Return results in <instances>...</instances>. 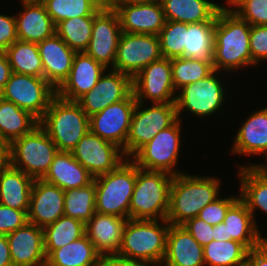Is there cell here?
<instances>
[{"label":"cell","mask_w":267,"mask_h":266,"mask_svg":"<svg viewBox=\"0 0 267 266\" xmlns=\"http://www.w3.org/2000/svg\"><path fill=\"white\" fill-rule=\"evenodd\" d=\"M213 240L215 241H226L225 223H219L213 226Z\"/></svg>","instance_id":"cell-55"},{"label":"cell","mask_w":267,"mask_h":266,"mask_svg":"<svg viewBox=\"0 0 267 266\" xmlns=\"http://www.w3.org/2000/svg\"><path fill=\"white\" fill-rule=\"evenodd\" d=\"M133 92L124 100L107 106L89 117L90 131L122 149L126 157V140L136 106Z\"/></svg>","instance_id":"cell-14"},{"label":"cell","mask_w":267,"mask_h":266,"mask_svg":"<svg viewBox=\"0 0 267 266\" xmlns=\"http://www.w3.org/2000/svg\"><path fill=\"white\" fill-rule=\"evenodd\" d=\"M122 34L116 11H100L92 25V35L86 54L107 69H113L116 51Z\"/></svg>","instance_id":"cell-17"},{"label":"cell","mask_w":267,"mask_h":266,"mask_svg":"<svg viewBox=\"0 0 267 266\" xmlns=\"http://www.w3.org/2000/svg\"><path fill=\"white\" fill-rule=\"evenodd\" d=\"M240 199L252 213L255 224V212L260 210L267 215V166H245L238 168Z\"/></svg>","instance_id":"cell-28"},{"label":"cell","mask_w":267,"mask_h":266,"mask_svg":"<svg viewBox=\"0 0 267 266\" xmlns=\"http://www.w3.org/2000/svg\"><path fill=\"white\" fill-rule=\"evenodd\" d=\"M115 11L125 33L158 35L166 22L160 1L119 3Z\"/></svg>","instance_id":"cell-19"},{"label":"cell","mask_w":267,"mask_h":266,"mask_svg":"<svg viewBox=\"0 0 267 266\" xmlns=\"http://www.w3.org/2000/svg\"><path fill=\"white\" fill-rule=\"evenodd\" d=\"M73 157L95 178L115 170L126 160L121 148L90 130L71 151Z\"/></svg>","instance_id":"cell-15"},{"label":"cell","mask_w":267,"mask_h":266,"mask_svg":"<svg viewBox=\"0 0 267 266\" xmlns=\"http://www.w3.org/2000/svg\"><path fill=\"white\" fill-rule=\"evenodd\" d=\"M171 65L176 92L188 84L206 78L214 71L213 62L188 57L172 58Z\"/></svg>","instance_id":"cell-40"},{"label":"cell","mask_w":267,"mask_h":266,"mask_svg":"<svg viewBox=\"0 0 267 266\" xmlns=\"http://www.w3.org/2000/svg\"><path fill=\"white\" fill-rule=\"evenodd\" d=\"M220 177L182 173L174 176L166 220L171 225H182L221 195Z\"/></svg>","instance_id":"cell-2"},{"label":"cell","mask_w":267,"mask_h":266,"mask_svg":"<svg viewBox=\"0 0 267 266\" xmlns=\"http://www.w3.org/2000/svg\"><path fill=\"white\" fill-rule=\"evenodd\" d=\"M128 219L95 212L85 224V234L100 255L117 254L122 245L125 223Z\"/></svg>","instance_id":"cell-25"},{"label":"cell","mask_w":267,"mask_h":266,"mask_svg":"<svg viewBox=\"0 0 267 266\" xmlns=\"http://www.w3.org/2000/svg\"><path fill=\"white\" fill-rule=\"evenodd\" d=\"M215 22L186 23L183 57L213 62Z\"/></svg>","instance_id":"cell-34"},{"label":"cell","mask_w":267,"mask_h":266,"mask_svg":"<svg viewBox=\"0 0 267 266\" xmlns=\"http://www.w3.org/2000/svg\"><path fill=\"white\" fill-rule=\"evenodd\" d=\"M58 151L47 132L37 125L29 134L10 143V165L34 180L43 179Z\"/></svg>","instance_id":"cell-8"},{"label":"cell","mask_w":267,"mask_h":266,"mask_svg":"<svg viewBox=\"0 0 267 266\" xmlns=\"http://www.w3.org/2000/svg\"><path fill=\"white\" fill-rule=\"evenodd\" d=\"M18 40L15 16L0 14V51H6Z\"/></svg>","instance_id":"cell-48"},{"label":"cell","mask_w":267,"mask_h":266,"mask_svg":"<svg viewBox=\"0 0 267 266\" xmlns=\"http://www.w3.org/2000/svg\"><path fill=\"white\" fill-rule=\"evenodd\" d=\"M109 70L107 72L106 69L94 88L76 101L89 117L109 105L126 99L133 92L130 76L113 69Z\"/></svg>","instance_id":"cell-16"},{"label":"cell","mask_w":267,"mask_h":266,"mask_svg":"<svg viewBox=\"0 0 267 266\" xmlns=\"http://www.w3.org/2000/svg\"><path fill=\"white\" fill-rule=\"evenodd\" d=\"M157 36L163 57L168 59L183 57L186 45V23L166 21Z\"/></svg>","instance_id":"cell-42"},{"label":"cell","mask_w":267,"mask_h":266,"mask_svg":"<svg viewBox=\"0 0 267 266\" xmlns=\"http://www.w3.org/2000/svg\"><path fill=\"white\" fill-rule=\"evenodd\" d=\"M96 188L94 181L82 188L64 191V216L77 219L86 224L96 212Z\"/></svg>","instance_id":"cell-38"},{"label":"cell","mask_w":267,"mask_h":266,"mask_svg":"<svg viewBox=\"0 0 267 266\" xmlns=\"http://www.w3.org/2000/svg\"><path fill=\"white\" fill-rule=\"evenodd\" d=\"M0 266H13L6 235H0Z\"/></svg>","instance_id":"cell-52"},{"label":"cell","mask_w":267,"mask_h":266,"mask_svg":"<svg viewBox=\"0 0 267 266\" xmlns=\"http://www.w3.org/2000/svg\"><path fill=\"white\" fill-rule=\"evenodd\" d=\"M182 226L203 247L213 241V226L197 216L188 219Z\"/></svg>","instance_id":"cell-47"},{"label":"cell","mask_w":267,"mask_h":266,"mask_svg":"<svg viewBox=\"0 0 267 266\" xmlns=\"http://www.w3.org/2000/svg\"><path fill=\"white\" fill-rule=\"evenodd\" d=\"M150 104L147 107V103H136L126 140V159H130L159 131L168 128L178 119L175 103Z\"/></svg>","instance_id":"cell-10"},{"label":"cell","mask_w":267,"mask_h":266,"mask_svg":"<svg viewBox=\"0 0 267 266\" xmlns=\"http://www.w3.org/2000/svg\"><path fill=\"white\" fill-rule=\"evenodd\" d=\"M223 222L226 241H237L249 251L260 246L267 239V236L263 237V233L255 224L252 213L240 198L229 208Z\"/></svg>","instance_id":"cell-27"},{"label":"cell","mask_w":267,"mask_h":266,"mask_svg":"<svg viewBox=\"0 0 267 266\" xmlns=\"http://www.w3.org/2000/svg\"><path fill=\"white\" fill-rule=\"evenodd\" d=\"M100 254L85 234L68 245L52 251L45 266H97Z\"/></svg>","instance_id":"cell-32"},{"label":"cell","mask_w":267,"mask_h":266,"mask_svg":"<svg viewBox=\"0 0 267 266\" xmlns=\"http://www.w3.org/2000/svg\"><path fill=\"white\" fill-rule=\"evenodd\" d=\"M99 11H115L120 0H91Z\"/></svg>","instance_id":"cell-54"},{"label":"cell","mask_w":267,"mask_h":266,"mask_svg":"<svg viewBox=\"0 0 267 266\" xmlns=\"http://www.w3.org/2000/svg\"><path fill=\"white\" fill-rule=\"evenodd\" d=\"M13 266H45L44 230L27 222L6 235Z\"/></svg>","instance_id":"cell-21"},{"label":"cell","mask_w":267,"mask_h":266,"mask_svg":"<svg viewBox=\"0 0 267 266\" xmlns=\"http://www.w3.org/2000/svg\"><path fill=\"white\" fill-rule=\"evenodd\" d=\"M59 151L71 152L90 130L89 116L76 101H67L57 95L39 121Z\"/></svg>","instance_id":"cell-5"},{"label":"cell","mask_w":267,"mask_h":266,"mask_svg":"<svg viewBox=\"0 0 267 266\" xmlns=\"http://www.w3.org/2000/svg\"><path fill=\"white\" fill-rule=\"evenodd\" d=\"M28 210H17L0 204V235H7L28 222Z\"/></svg>","instance_id":"cell-46"},{"label":"cell","mask_w":267,"mask_h":266,"mask_svg":"<svg viewBox=\"0 0 267 266\" xmlns=\"http://www.w3.org/2000/svg\"><path fill=\"white\" fill-rule=\"evenodd\" d=\"M249 46L252 66H258L261 61H267V25L251 26Z\"/></svg>","instance_id":"cell-45"},{"label":"cell","mask_w":267,"mask_h":266,"mask_svg":"<svg viewBox=\"0 0 267 266\" xmlns=\"http://www.w3.org/2000/svg\"><path fill=\"white\" fill-rule=\"evenodd\" d=\"M250 114L237 130L234 141L231 142L233 144L230 151L235 156H263L262 158L265 162H260V164L245 163L246 165H239V168L245 166H267V107L260 108Z\"/></svg>","instance_id":"cell-18"},{"label":"cell","mask_w":267,"mask_h":266,"mask_svg":"<svg viewBox=\"0 0 267 266\" xmlns=\"http://www.w3.org/2000/svg\"><path fill=\"white\" fill-rule=\"evenodd\" d=\"M251 25L223 6L215 20L213 68L232 75L252 66L249 46ZM246 67V68H245Z\"/></svg>","instance_id":"cell-1"},{"label":"cell","mask_w":267,"mask_h":266,"mask_svg":"<svg viewBox=\"0 0 267 266\" xmlns=\"http://www.w3.org/2000/svg\"><path fill=\"white\" fill-rule=\"evenodd\" d=\"M97 266H151L147 263L123 258L117 254L100 255Z\"/></svg>","instance_id":"cell-49"},{"label":"cell","mask_w":267,"mask_h":266,"mask_svg":"<svg viewBox=\"0 0 267 266\" xmlns=\"http://www.w3.org/2000/svg\"><path fill=\"white\" fill-rule=\"evenodd\" d=\"M169 226L166 219H128L117 255L151 266H161L166 253Z\"/></svg>","instance_id":"cell-3"},{"label":"cell","mask_w":267,"mask_h":266,"mask_svg":"<svg viewBox=\"0 0 267 266\" xmlns=\"http://www.w3.org/2000/svg\"><path fill=\"white\" fill-rule=\"evenodd\" d=\"M39 121L29 112L22 110L13 102L0 101V138L11 143L29 134Z\"/></svg>","instance_id":"cell-33"},{"label":"cell","mask_w":267,"mask_h":266,"mask_svg":"<svg viewBox=\"0 0 267 266\" xmlns=\"http://www.w3.org/2000/svg\"><path fill=\"white\" fill-rule=\"evenodd\" d=\"M161 266H205L204 250L182 225H171Z\"/></svg>","instance_id":"cell-26"},{"label":"cell","mask_w":267,"mask_h":266,"mask_svg":"<svg viewBox=\"0 0 267 266\" xmlns=\"http://www.w3.org/2000/svg\"><path fill=\"white\" fill-rule=\"evenodd\" d=\"M12 73L7 55L0 51V89L3 90Z\"/></svg>","instance_id":"cell-51"},{"label":"cell","mask_w":267,"mask_h":266,"mask_svg":"<svg viewBox=\"0 0 267 266\" xmlns=\"http://www.w3.org/2000/svg\"><path fill=\"white\" fill-rule=\"evenodd\" d=\"M44 79L57 90L68 78L76 52L56 33L37 43Z\"/></svg>","instance_id":"cell-22"},{"label":"cell","mask_w":267,"mask_h":266,"mask_svg":"<svg viewBox=\"0 0 267 266\" xmlns=\"http://www.w3.org/2000/svg\"><path fill=\"white\" fill-rule=\"evenodd\" d=\"M106 69L85 52H76L69 76L56 90V95L67 101H77L94 88Z\"/></svg>","instance_id":"cell-23"},{"label":"cell","mask_w":267,"mask_h":266,"mask_svg":"<svg viewBox=\"0 0 267 266\" xmlns=\"http://www.w3.org/2000/svg\"><path fill=\"white\" fill-rule=\"evenodd\" d=\"M13 73L44 78L37 43L17 40L6 51Z\"/></svg>","instance_id":"cell-36"},{"label":"cell","mask_w":267,"mask_h":266,"mask_svg":"<svg viewBox=\"0 0 267 266\" xmlns=\"http://www.w3.org/2000/svg\"><path fill=\"white\" fill-rule=\"evenodd\" d=\"M2 94L3 99L40 121L56 96V90L42 77L12 72Z\"/></svg>","instance_id":"cell-11"},{"label":"cell","mask_w":267,"mask_h":266,"mask_svg":"<svg viewBox=\"0 0 267 266\" xmlns=\"http://www.w3.org/2000/svg\"><path fill=\"white\" fill-rule=\"evenodd\" d=\"M43 180L65 191L88 186L94 177L73 157L72 152L58 151Z\"/></svg>","instance_id":"cell-29"},{"label":"cell","mask_w":267,"mask_h":266,"mask_svg":"<svg viewBox=\"0 0 267 266\" xmlns=\"http://www.w3.org/2000/svg\"><path fill=\"white\" fill-rule=\"evenodd\" d=\"M133 94L141 103H175L171 59L162 57L132 78Z\"/></svg>","instance_id":"cell-13"},{"label":"cell","mask_w":267,"mask_h":266,"mask_svg":"<svg viewBox=\"0 0 267 266\" xmlns=\"http://www.w3.org/2000/svg\"><path fill=\"white\" fill-rule=\"evenodd\" d=\"M228 9L251 26L267 25V0H225Z\"/></svg>","instance_id":"cell-43"},{"label":"cell","mask_w":267,"mask_h":266,"mask_svg":"<svg viewBox=\"0 0 267 266\" xmlns=\"http://www.w3.org/2000/svg\"><path fill=\"white\" fill-rule=\"evenodd\" d=\"M220 195L212 203L207 204L198 214L197 217L205 221L206 223L215 226L222 223L229 208L240 198V194L237 196L222 197Z\"/></svg>","instance_id":"cell-44"},{"label":"cell","mask_w":267,"mask_h":266,"mask_svg":"<svg viewBox=\"0 0 267 266\" xmlns=\"http://www.w3.org/2000/svg\"><path fill=\"white\" fill-rule=\"evenodd\" d=\"M3 99L2 90L0 89V101Z\"/></svg>","instance_id":"cell-58"},{"label":"cell","mask_w":267,"mask_h":266,"mask_svg":"<svg viewBox=\"0 0 267 266\" xmlns=\"http://www.w3.org/2000/svg\"><path fill=\"white\" fill-rule=\"evenodd\" d=\"M56 25L62 20L74 17L91 16L100 11L91 0H40Z\"/></svg>","instance_id":"cell-41"},{"label":"cell","mask_w":267,"mask_h":266,"mask_svg":"<svg viewBox=\"0 0 267 266\" xmlns=\"http://www.w3.org/2000/svg\"><path fill=\"white\" fill-rule=\"evenodd\" d=\"M234 266H250L249 262L247 260H245L244 262L234 265Z\"/></svg>","instance_id":"cell-57"},{"label":"cell","mask_w":267,"mask_h":266,"mask_svg":"<svg viewBox=\"0 0 267 266\" xmlns=\"http://www.w3.org/2000/svg\"><path fill=\"white\" fill-rule=\"evenodd\" d=\"M97 14L62 20L56 24L55 33L75 52H84L90 42Z\"/></svg>","instance_id":"cell-37"},{"label":"cell","mask_w":267,"mask_h":266,"mask_svg":"<svg viewBox=\"0 0 267 266\" xmlns=\"http://www.w3.org/2000/svg\"><path fill=\"white\" fill-rule=\"evenodd\" d=\"M96 212L129 219V206L136 182V164L123 161L115 170L94 178Z\"/></svg>","instance_id":"cell-6"},{"label":"cell","mask_w":267,"mask_h":266,"mask_svg":"<svg viewBox=\"0 0 267 266\" xmlns=\"http://www.w3.org/2000/svg\"><path fill=\"white\" fill-rule=\"evenodd\" d=\"M46 257L54 250L72 243L85 235V224L77 219L62 216L44 229Z\"/></svg>","instance_id":"cell-35"},{"label":"cell","mask_w":267,"mask_h":266,"mask_svg":"<svg viewBox=\"0 0 267 266\" xmlns=\"http://www.w3.org/2000/svg\"><path fill=\"white\" fill-rule=\"evenodd\" d=\"M166 21L187 24L215 22L217 12L223 7L212 0H160ZM218 3V4H217Z\"/></svg>","instance_id":"cell-30"},{"label":"cell","mask_w":267,"mask_h":266,"mask_svg":"<svg viewBox=\"0 0 267 266\" xmlns=\"http://www.w3.org/2000/svg\"><path fill=\"white\" fill-rule=\"evenodd\" d=\"M162 57L157 35L122 32L113 70L133 78L143 68Z\"/></svg>","instance_id":"cell-12"},{"label":"cell","mask_w":267,"mask_h":266,"mask_svg":"<svg viewBox=\"0 0 267 266\" xmlns=\"http://www.w3.org/2000/svg\"><path fill=\"white\" fill-rule=\"evenodd\" d=\"M205 266H234L247 259L249 250L241 243L211 241L203 247Z\"/></svg>","instance_id":"cell-39"},{"label":"cell","mask_w":267,"mask_h":266,"mask_svg":"<svg viewBox=\"0 0 267 266\" xmlns=\"http://www.w3.org/2000/svg\"><path fill=\"white\" fill-rule=\"evenodd\" d=\"M64 190L58 186L35 179L32 185L28 222L44 229L64 216Z\"/></svg>","instance_id":"cell-20"},{"label":"cell","mask_w":267,"mask_h":266,"mask_svg":"<svg viewBox=\"0 0 267 266\" xmlns=\"http://www.w3.org/2000/svg\"><path fill=\"white\" fill-rule=\"evenodd\" d=\"M34 179L9 165L0 171V204L17 210H29Z\"/></svg>","instance_id":"cell-31"},{"label":"cell","mask_w":267,"mask_h":266,"mask_svg":"<svg viewBox=\"0 0 267 266\" xmlns=\"http://www.w3.org/2000/svg\"><path fill=\"white\" fill-rule=\"evenodd\" d=\"M22 4V5H21ZM14 14L18 40L39 43L55 34V24L40 0H21Z\"/></svg>","instance_id":"cell-24"},{"label":"cell","mask_w":267,"mask_h":266,"mask_svg":"<svg viewBox=\"0 0 267 266\" xmlns=\"http://www.w3.org/2000/svg\"><path fill=\"white\" fill-rule=\"evenodd\" d=\"M183 122V123H182ZM184 121L177 119L171 126L159 131L130 159L141 169L163 171L173 176L184 173L177 169L181 152V133Z\"/></svg>","instance_id":"cell-9"},{"label":"cell","mask_w":267,"mask_h":266,"mask_svg":"<svg viewBox=\"0 0 267 266\" xmlns=\"http://www.w3.org/2000/svg\"><path fill=\"white\" fill-rule=\"evenodd\" d=\"M246 260L250 266H267V239L260 246L251 249Z\"/></svg>","instance_id":"cell-50"},{"label":"cell","mask_w":267,"mask_h":266,"mask_svg":"<svg viewBox=\"0 0 267 266\" xmlns=\"http://www.w3.org/2000/svg\"><path fill=\"white\" fill-rule=\"evenodd\" d=\"M221 73L223 75V72L214 70L206 78L188 84L177 92L175 104L178 119L184 120L182 119L184 111H188L189 115L192 114L195 118L198 117L201 120L203 117L211 118V115L221 114L222 110H225L223 109L224 105L227 104V99L231 97L228 96V90H225V84L227 83L224 79H226V76H221ZM221 77L225 78L222 79Z\"/></svg>","instance_id":"cell-7"},{"label":"cell","mask_w":267,"mask_h":266,"mask_svg":"<svg viewBox=\"0 0 267 266\" xmlns=\"http://www.w3.org/2000/svg\"><path fill=\"white\" fill-rule=\"evenodd\" d=\"M174 176L136 165V182L129 206V219H166Z\"/></svg>","instance_id":"cell-4"},{"label":"cell","mask_w":267,"mask_h":266,"mask_svg":"<svg viewBox=\"0 0 267 266\" xmlns=\"http://www.w3.org/2000/svg\"><path fill=\"white\" fill-rule=\"evenodd\" d=\"M160 0H120L119 3H143V2H153Z\"/></svg>","instance_id":"cell-56"},{"label":"cell","mask_w":267,"mask_h":266,"mask_svg":"<svg viewBox=\"0 0 267 266\" xmlns=\"http://www.w3.org/2000/svg\"><path fill=\"white\" fill-rule=\"evenodd\" d=\"M10 165V143L0 138V171Z\"/></svg>","instance_id":"cell-53"}]
</instances>
